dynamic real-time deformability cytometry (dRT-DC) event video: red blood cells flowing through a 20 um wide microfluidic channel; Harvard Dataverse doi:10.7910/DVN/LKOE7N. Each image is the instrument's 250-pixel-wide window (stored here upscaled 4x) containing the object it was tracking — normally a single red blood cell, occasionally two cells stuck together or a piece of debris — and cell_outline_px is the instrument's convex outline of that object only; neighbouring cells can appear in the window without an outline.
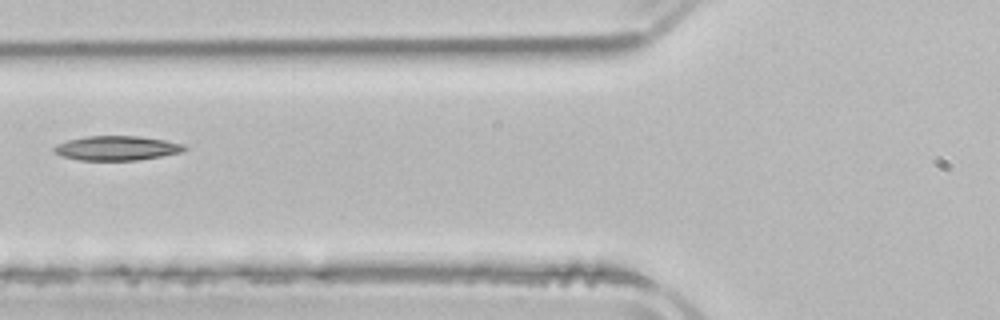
{"species": "common noctule bat (a hibernating species)", "species_latin": "Nyctalus noctula", "temperature_condition": "room temperature", "stored_images_in_passage": 6, "camera_frame_rate_fps": 3000, "um_per_image_px": 0.085, "animal": {"sex": "male", "body_mass_g": 21.5, "forearm_length_mm": 52.0}, "frame": {"image": 1, "passage_image": 5, "time_ms": 6.333, "image_size_px": [1000, 320], "cell_outline_px": [[188, 148], [184, 152], [136, 160], [80, 160], [64, 156], [56, 152], [52, 148], [56, 144], [68, 140], [84, 136], [140, 136], [164, 140], [184, 144]], "centroid_in_image_um": [9.96, 12.58], "position_along_channel_um": 115.8, "area_um2": 18.5}}
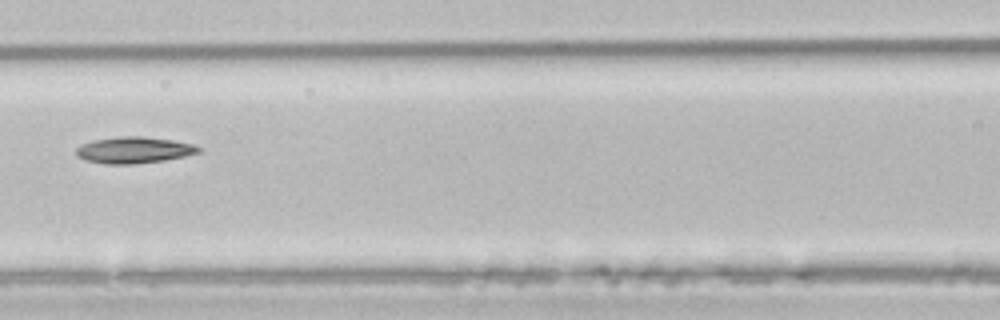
{"frame": {"image": 2, "passage_image": 6, "time_ms": 7.333, "image_size_px": [1000, 320], "cell_outline_px": [[204, 148], [200, 152], [184, 156], [164, 160], [132, 164], [104, 164], [84, 160], [76, 156], [76, 148], [92, 140], [120, 136], [144, 136], [172, 140], [192, 144]], "centroid_in_image_um": [11.38, 12.75], "position_along_channel_um": 155.2, "area_um2": 18.9}}